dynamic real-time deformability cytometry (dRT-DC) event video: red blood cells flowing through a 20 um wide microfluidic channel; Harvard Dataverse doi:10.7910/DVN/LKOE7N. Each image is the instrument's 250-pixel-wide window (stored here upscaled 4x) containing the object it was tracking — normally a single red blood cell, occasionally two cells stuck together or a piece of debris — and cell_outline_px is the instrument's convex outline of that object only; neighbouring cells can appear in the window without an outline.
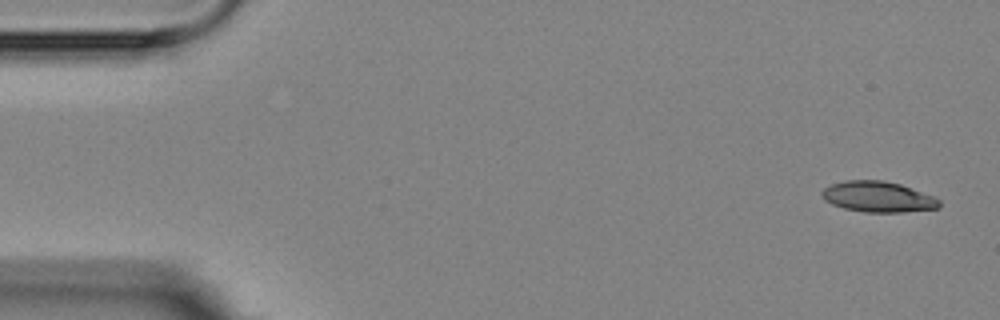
{"species": "Egyptian fruit bat (a non-hibernating species)", "species_latin": "Rousettus aegyptiacus", "temperature_condition": "room temperature", "stored_images_in_passage": 4, "camera_frame_rate_fps": 3000, "um_per_image_px": 0.085, "animal": {"sex": "female"}, "frame": {"image": 1, "passage_image": 1, "time_ms": 0.0, "image_size_px": [1000, 320], "cell_outline_px": [[940, 208], [904, 212], [864, 212], [844, 208], [832, 204], [824, 200], [820, 196], [820, 192], [824, 188], [832, 184], [844, 180], [884, 180], [900, 184], [936, 196], [940, 200]], "centroid_in_image_um": [74.64, 16.72], "position_along_channel_um": 10.4, "area_um2": 21.27}}
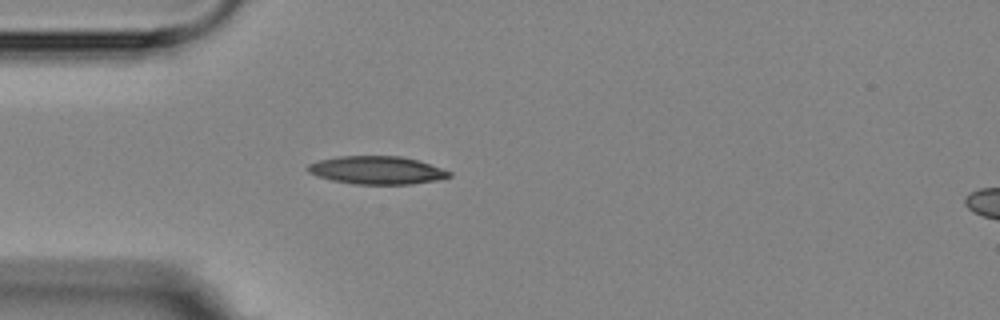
{"frame": {"image": 2, "passage_image": 4, "time_ms": 4.333, "image_size_px": [1000, 320], "cell_outline_px": [[452, 176], [436, 180], [412, 184], [352, 184], [332, 180], [316, 176], [308, 172], [304, 168], [308, 164], [320, 160], [340, 156], [400, 156], [416, 160], [452, 172]], "centroid_in_image_um": [31.98, 14.47], "position_along_channel_um": 53.0, "area_um2": 23.0}}